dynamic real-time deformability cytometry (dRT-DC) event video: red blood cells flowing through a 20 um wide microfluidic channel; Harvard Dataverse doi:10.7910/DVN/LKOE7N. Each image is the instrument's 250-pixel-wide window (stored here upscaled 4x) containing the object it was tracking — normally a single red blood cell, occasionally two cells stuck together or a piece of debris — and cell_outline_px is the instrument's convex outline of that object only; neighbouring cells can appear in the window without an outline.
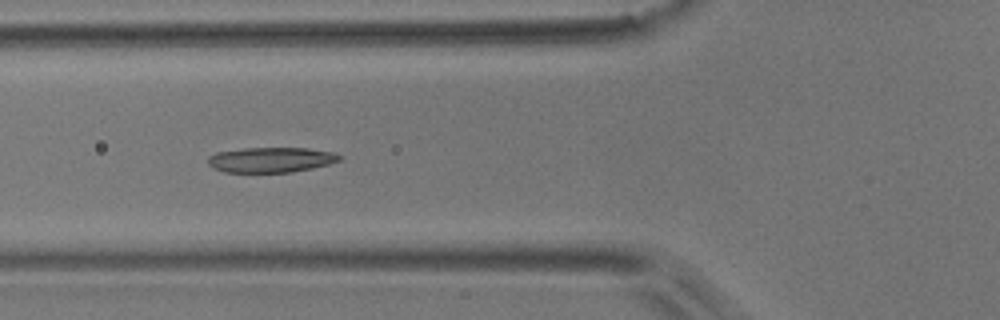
{"species": "common noctule bat (a hibernating species)", "species_latin": "Nyctalus noctula", "temperature_condition": "room temperature", "stored_images_in_passage": 14, "camera_frame_rate_fps": 3000, "um_per_image_px": 0.085, "animal": {"sex": "male", "body_mass_g": 17.9}, "frame": {"image": 1, "passage_image": 5, "time_ms": 5.333, "image_size_px": [1000, 320], "cell_outline_px": [[344, 156], [340, 160], [328, 164], [312, 168], [292, 172], [224, 172], [212, 168], [208, 164], [208, 156], [216, 152], [244, 148], [308, 148], [332, 152]], "centroid_in_image_um": [23.01, 13.58], "position_along_channel_um": 102.8, "area_um2": 19.36}}
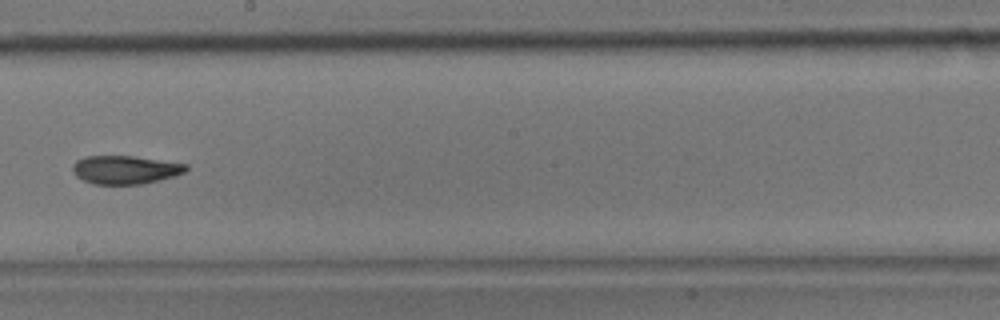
{"frame": {"image": 2, "passage_image": 8, "time_ms": 9.0, "image_size_px": [1000, 320], "cell_outline_px": [[188, 168], [184, 172], [160, 180], [140, 184], [92, 184], [76, 176], [72, 172], [72, 164], [76, 160], [88, 156], [132, 156], [188, 164]], "centroid_in_image_um": [10.61, 14.43], "position_along_channel_um": 237.6, "area_um2": 18.67}}
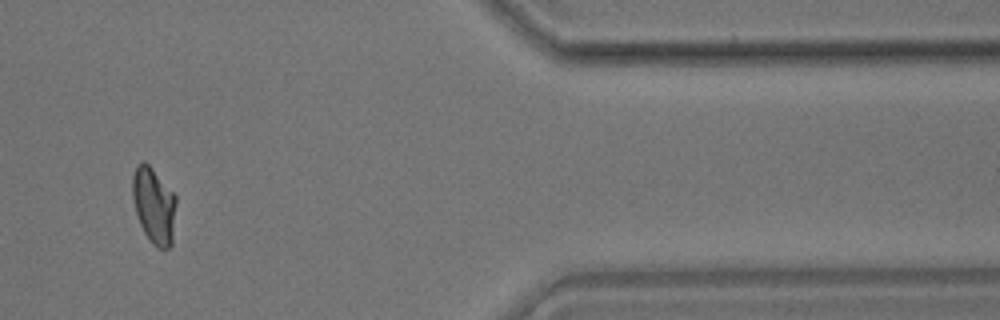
{"frame": {"image": 3, "passage_image": 12, "time_ms": 14.333, "image_size_px": [1000, 320], "cell_outline_px": [[176, 204], [172, 244], [168, 248], [156, 248], [152, 244], [144, 232], [140, 224], [136, 212], [132, 196], [132, 176], [136, 168], [144, 160], [152, 168], [176, 196]], "centroid_in_image_um": [13.09, 17.48], "position_along_channel_um": 398.3, "area_um2": 19.25}, "authors_computed_cell_mechanics": {"area_um2": 19.1607, "velocity_mm_per_s": 3.6694, "shape_relaxation_time_tau1_ms": 7.9936, "shape_relaxation_time_tau2_ms": 1.3984, "deformation_change_tau1": 0.2312, "deformation_change_tau2": 0.0655}}